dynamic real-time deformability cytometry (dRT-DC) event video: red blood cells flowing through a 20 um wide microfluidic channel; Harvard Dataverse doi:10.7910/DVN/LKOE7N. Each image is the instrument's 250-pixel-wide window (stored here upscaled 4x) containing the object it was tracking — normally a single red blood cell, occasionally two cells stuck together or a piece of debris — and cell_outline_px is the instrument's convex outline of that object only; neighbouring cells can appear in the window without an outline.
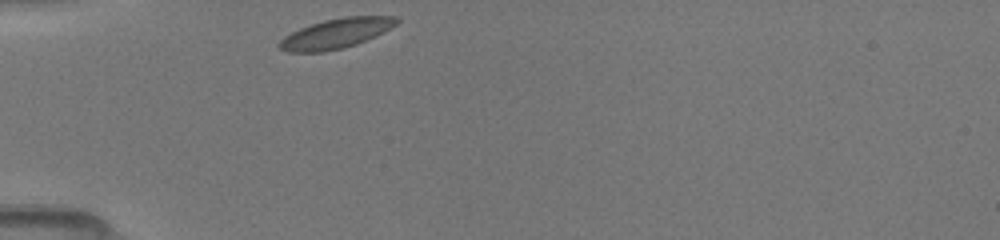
{"species": "common noctule bat (a hibernating species)", "species_latin": "Nyctalus noctula", "temperature_condition": "room temperature", "stored_images_in_passage": 26, "camera_frame_rate_fps": 3000, "um_per_image_px": 0.085, "animal": {"sex": "female", "body_mass_g": 19.5, "forearm_length_mm": 54.1}, "frame": {"image": 1, "passage_image": 1, "time_ms": 0.0, "image_size_px": [1000, 240], "cell_outline_px": [[400, 20], [396, 24], [384, 32], [376, 36], [356, 44], [344, 48], [324, 52], [288, 52], [280, 48], [276, 44], [284, 36], [300, 28], [324, 20], [344, 16], [396, 16]], "centroid_in_image_um": [28.56, 2.85], "position_along_channel_um": 56.4, "area_um2": 20.46}}
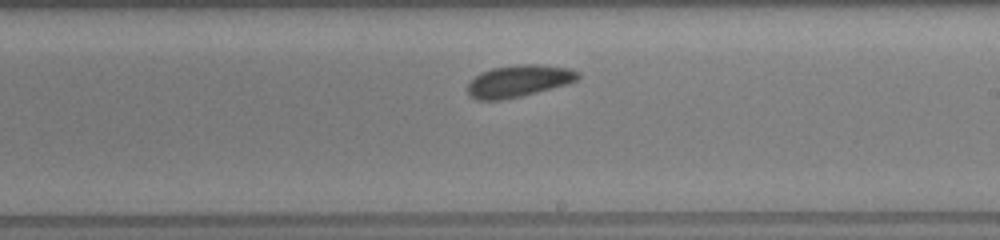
{"frame": {"image": 2, "passage_image": 15, "time_ms": 5.0, "image_size_px": [1000, 240], "cell_outline_px": [[580, 76], [576, 80], [568, 84], [504, 100], [476, 100], [468, 96], [468, 84], [480, 72], [492, 68], [516, 64], [536, 64], [568, 68], [580, 72]], "centroid_in_image_um": [44.07, 6.88], "position_along_channel_um": 244.9, "area_um2": 20.58}}
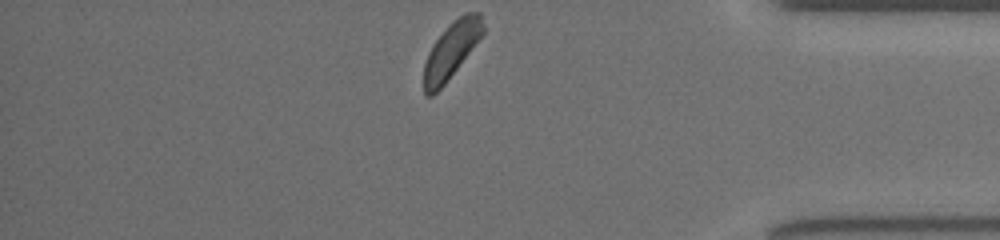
{"frame": {"image": 3, "passage_image": 26, "time_ms": 9.333, "image_size_px": [1000, 240], "cell_outline_px": [[484, 32], [444, 84], [432, 96], [424, 96], [424, 64], [428, 52], [432, 44], [464, 12], [480, 12], [484, 24]], "centroid_in_image_um": [38.35, 4.28], "position_along_channel_um": 396.9, "area_um2": 18.67}}